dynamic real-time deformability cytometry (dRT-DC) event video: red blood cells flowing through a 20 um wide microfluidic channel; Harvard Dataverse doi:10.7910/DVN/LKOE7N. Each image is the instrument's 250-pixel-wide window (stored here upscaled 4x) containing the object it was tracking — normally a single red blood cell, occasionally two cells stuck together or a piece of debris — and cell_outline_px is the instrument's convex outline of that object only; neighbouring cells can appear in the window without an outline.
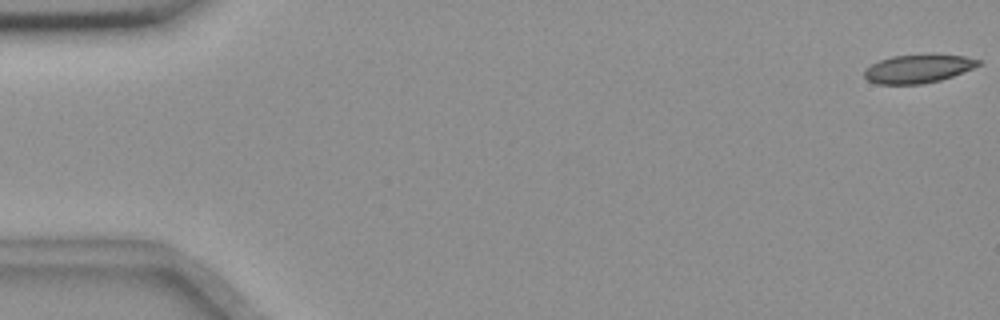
{"species": "common noctule bat (a hibernating species)", "species_latin": "Nyctalus noctula", "temperature_condition": "room temperature", "stored_images_in_passage": 51, "camera_frame_rate_fps": 3000, "um_per_image_px": 0.085, "animal": {"sex": "female", "body_mass_g": 18.4}, "frame": {"image": 1, "passage_image": 1, "time_ms": 0.0, "image_size_px": [1000, 320], "cell_outline_px": [[980, 64], [972, 68], [952, 76], [940, 80], [920, 84], [876, 84], [868, 80], [864, 76], [864, 68], [880, 60], [892, 56], [932, 52], [936, 52], [964, 56], [980, 60]], "centroid_in_image_um": [78.03, 5.8], "position_along_channel_um": 7.0, "area_um2": 19.36}}
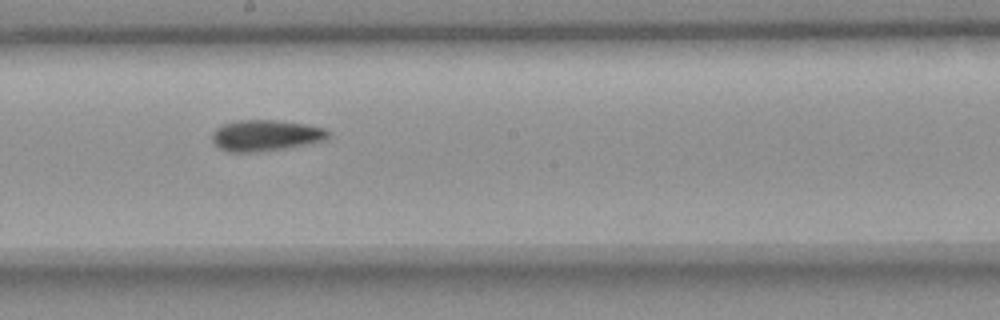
{"frame": {"image": 2, "passage_image": 31, "time_ms": 10.0, "image_size_px": [1000, 320], "cell_outline_px": [[328, 136], [324, 140], [304, 144], [280, 148], [248, 152], [232, 152], [220, 148], [212, 140], [212, 132], [216, 128], [224, 124], [240, 120], [276, 120], [308, 124], [324, 128], [328, 132]], "centroid_in_image_um": [22.55, 11.49], "position_along_channel_um": 225.6, "area_um2": 20.52}}
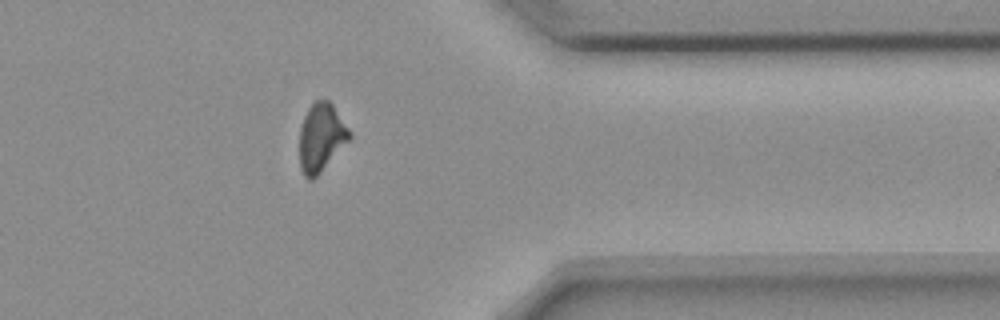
{"frame": {"image": 3, "passage_image": 45, "time_ms": 14.667, "image_size_px": [1000, 320], "cell_outline_px": [[352, 136], [320, 172], [312, 180], [308, 180], [304, 176], [300, 168], [300, 128], [304, 116], [308, 108], [316, 100], [328, 100], [332, 104], [352, 132]], "centroid_in_image_um": [27.29, 11.67], "position_along_channel_um": 384.1, "area_um2": 19.65}}